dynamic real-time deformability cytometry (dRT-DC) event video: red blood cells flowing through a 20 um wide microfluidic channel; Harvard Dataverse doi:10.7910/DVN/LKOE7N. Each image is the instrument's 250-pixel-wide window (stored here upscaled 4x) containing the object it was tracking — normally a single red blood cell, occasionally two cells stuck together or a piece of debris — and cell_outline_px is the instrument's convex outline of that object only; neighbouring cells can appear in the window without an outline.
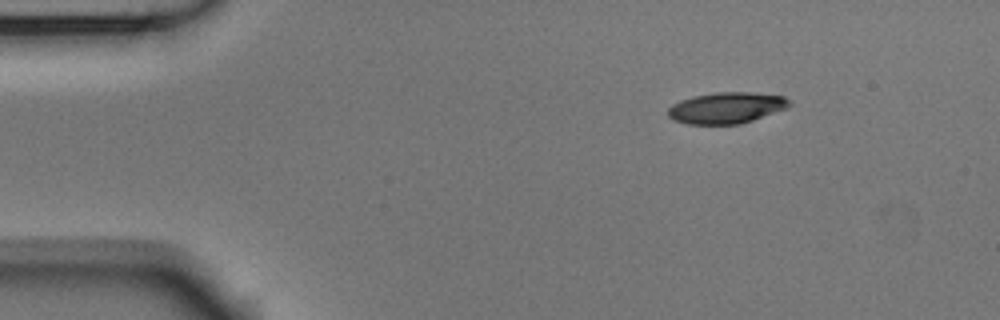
{"species": "Egyptian fruit bat (a non-hibernating species)", "species_latin": "Rousettus aegyptiacus", "temperature_condition": "room temperature", "stored_images_in_passage": 4, "camera_frame_rate_fps": 3000, "um_per_image_px": 0.085, "animal": {"sex": "male"}, "frame": {"image": 1, "passage_image": 1, "time_ms": 0.0, "image_size_px": [1000, 320], "cell_outline_px": [[792, 104], [788, 108], [740, 124], [688, 124], [672, 120], [668, 116], [668, 108], [672, 104], [680, 100], [692, 96], [716, 92], [752, 92], [784, 96], [792, 100]], "centroid_in_image_um": [61.76, 9.16], "position_along_channel_um": 23.2, "area_um2": 22.31}}
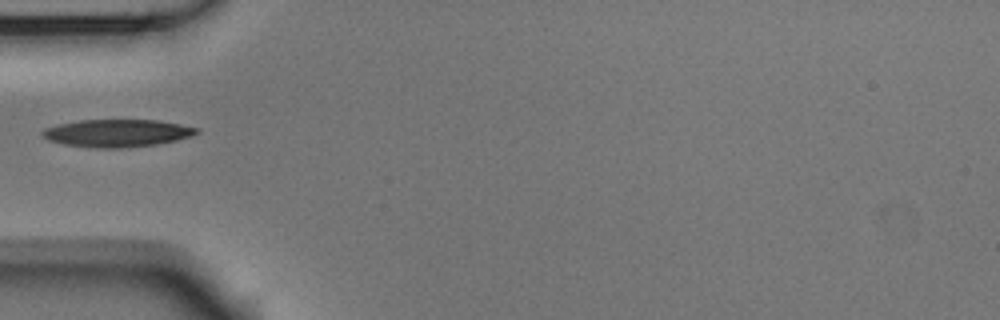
{"frame": {"image": 2, "passage_image": 3, "time_ms": 0.667, "image_size_px": [1000, 320], "cell_outline_px": [[200, 132], [192, 136], [176, 140], [156, 144], [120, 148], [96, 148], [64, 144], [48, 140], [40, 132], [44, 128], [56, 124], [80, 120], [160, 120], [200, 128]], "centroid_in_image_um": [9.96, 11.3], "position_along_channel_um": 75.0, "area_um2": 24.85}}
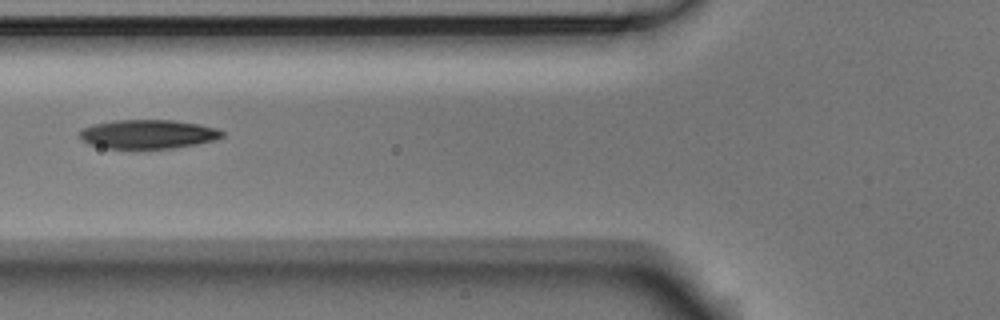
{"frame": {"image": 3, "passage_image": 4, "time_ms": 1.0, "image_size_px": [1000, 320], "cell_outline_px": [[224, 136], [216, 140], [196, 144], [172, 148], [108, 148], [88, 144], [80, 140], [80, 132], [84, 128], [92, 124], [116, 120], [172, 120], [196, 124], [216, 128], [224, 132]], "centroid_in_image_um": [12.57, 11.4], "position_along_channel_um": 113.2, "area_um2": 23.93}}